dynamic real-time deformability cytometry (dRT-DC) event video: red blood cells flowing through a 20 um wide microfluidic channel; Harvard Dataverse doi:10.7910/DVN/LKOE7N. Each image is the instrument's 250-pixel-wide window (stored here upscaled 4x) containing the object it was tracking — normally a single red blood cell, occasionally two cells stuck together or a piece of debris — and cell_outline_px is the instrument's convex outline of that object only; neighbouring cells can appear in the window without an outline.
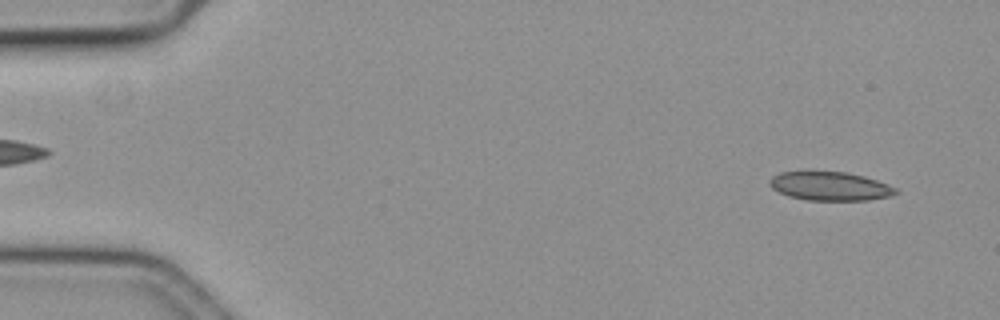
{"species": "common noctule bat (a hibernating species)", "species_latin": "Nyctalus noctula", "temperature_condition": "cold", "stored_images_in_passage": 15, "camera_frame_rate_fps": 3000, "um_per_image_px": 0.085, "animal": {"sex": "female", "body_mass_g": 19.3, "forearm_length_mm": 54.1}, "frame": {"image": 1, "passage_image": 5, "time_ms": 1.333, "image_size_px": [1000, 320], "cell_outline_px": [[900, 192], [888, 196], [868, 200], [808, 200], [788, 196], [772, 188], [768, 184], [768, 180], [772, 176], [780, 172], [844, 172], [864, 176], [876, 180], [896, 188]], "centroid_in_image_um": [70.52, 15.83], "position_along_channel_um": 14.5, "area_um2": 20.92}}